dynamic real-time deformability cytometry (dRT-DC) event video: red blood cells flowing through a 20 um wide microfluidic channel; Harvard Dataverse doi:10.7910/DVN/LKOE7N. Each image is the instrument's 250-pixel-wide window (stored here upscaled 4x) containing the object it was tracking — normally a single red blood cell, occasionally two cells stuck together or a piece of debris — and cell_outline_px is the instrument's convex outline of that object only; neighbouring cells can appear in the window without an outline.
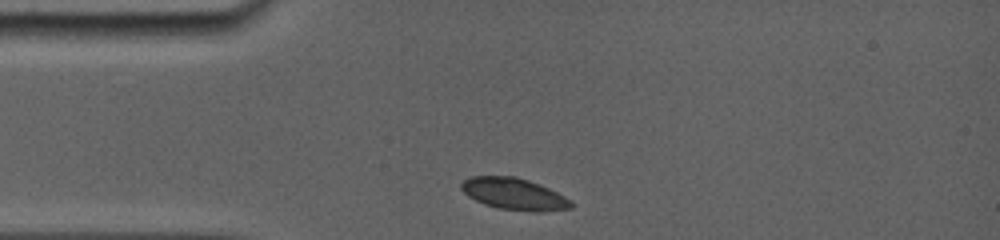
{"species": "common noctule bat (a hibernating species)", "species_latin": "Nyctalus noctula", "temperature_condition": "room temperature", "stored_images_in_passage": 22, "camera_frame_rate_fps": 5000, "um_per_image_px": 0.085, "animal": {"sex": "female", "body_mass_g": 19.0, "forearm_length_mm": 56.7}, "frame": {"image": 1, "passage_image": 1, "time_ms": 0.0, "image_size_px": [1000, 240], "cell_outline_px": [[572, 208], [540, 212], [532, 212], [496, 208], [484, 204], [468, 196], [460, 188], [460, 184], [464, 180], [472, 176], [516, 176], [528, 180], [548, 188], [572, 200]], "centroid_in_image_um": [43.69, 16.49], "position_along_channel_um": 41.3, "area_um2": 20.35}}
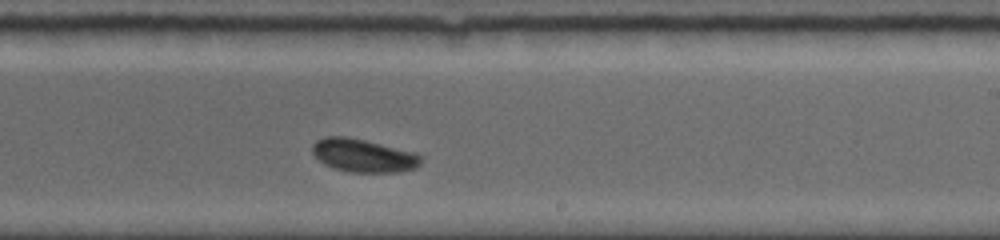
{"frame": {"image": 2, "passage_image": 13, "time_ms": 6.2, "image_size_px": [1000, 240], "cell_outline_px": [[424, 160], [416, 168], [396, 172], [352, 172], [336, 168], [324, 164], [312, 152], [312, 144], [316, 140], [328, 136], [344, 136], [364, 140], [416, 152], [424, 156]], "centroid_in_image_um": [30.94, 13.21], "position_along_channel_um": 258.1, "area_um2": 20.98}}
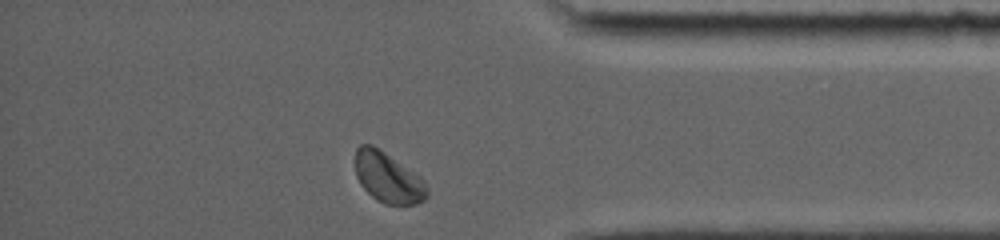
{"frame": {"image": 3, "passage_image": 22, "time_ms": 10.2, "image_size_px": [1000, 240], "cell_outline_px": [[428, 196], [424, 200], [416, 204], [384, 204], [376, 200], [360, 184], [356, 176], [356, 148], [360, 144], [372, 144], [420, 176], [428, 188]], "centroid_in_image_um": [32.98, 15.1], "position_along_channel_um": 402.2, "area_um2": 20.92}, "authors_computed_cell_mechanics": {"area_um2": 21.0103, "velocity_mm_per_s": 3.774, "shape_relaxation_time_tau1_ms": 5.1217, "shape_relaxation_time_tau2_ms": 0.9014, "deformation_change_tau1": 0.0771, "deformation_change_tau2": 0.0204}}